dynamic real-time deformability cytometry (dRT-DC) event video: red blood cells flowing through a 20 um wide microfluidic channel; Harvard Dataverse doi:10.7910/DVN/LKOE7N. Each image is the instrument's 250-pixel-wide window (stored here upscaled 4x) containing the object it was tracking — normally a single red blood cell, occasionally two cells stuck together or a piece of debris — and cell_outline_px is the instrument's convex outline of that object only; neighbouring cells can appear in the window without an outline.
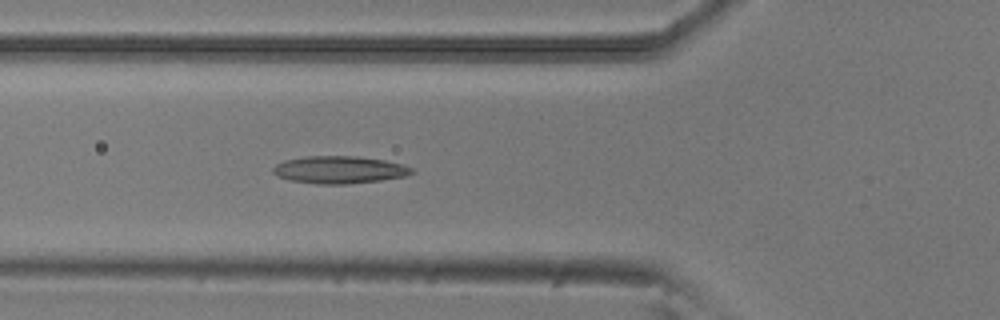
{"species": "common noctule bat (a hibernating species)", "species_latin": "Nyctalus noctula", "temperature_condition": "room temperature", "stored_images_in_passage": 6, "camera_frame_rate_fps": 3000, "um_per_image_px": 0.085, "animal": {"sex": "male", "body_mass_g": 20.5, "forearm_length_mm": 52.5}, "frame": {"image": 1, "passage_image": 6, "time_ms": 1.667, "image_size_px": [1000, 320], "cell_outline_px": [[416, 172], [404, 176], [380, 180], [344, 184], [316, 184], [288, 180], [276, 176], [272, 172], [272, 168], [276, 164], [284, 160], [304, 156], [356, 156], [384, 160], [400, 164], [412, 168]], "centroid_in_image_um": [28.78, 14.43], "position_along_channel_um": 97.0, "area_um2": 22.2}}